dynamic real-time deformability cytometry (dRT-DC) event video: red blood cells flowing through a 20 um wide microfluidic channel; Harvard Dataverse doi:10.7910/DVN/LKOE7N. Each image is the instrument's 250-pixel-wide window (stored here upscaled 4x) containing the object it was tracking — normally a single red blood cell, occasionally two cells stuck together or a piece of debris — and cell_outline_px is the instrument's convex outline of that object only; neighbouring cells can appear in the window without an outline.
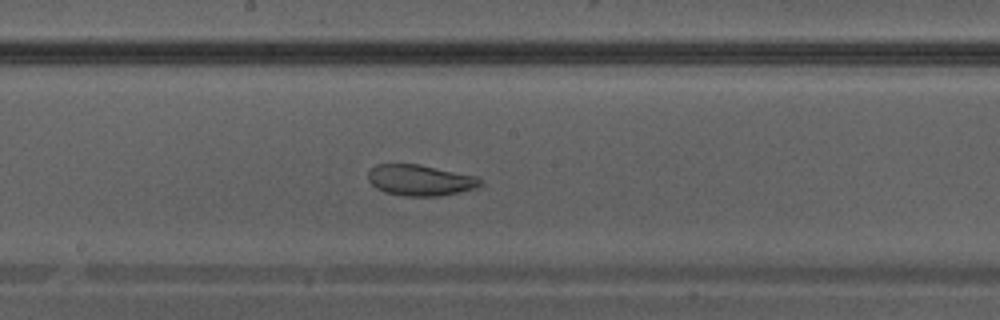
{"species": "Egyptian fruit bat (a non-hibernating species)", "species_latin": "Rousettus aegyptiacus", "temperature_condition": "warm", "stored_images_in_passage": 32, "camera_frame_rate_fps": 3000, "um_per_image_px": 0.085, "animal": {"sex": "male"}, "frame": {"image": 1, "passage_image": 14, "time_ms": 4.333, "image_size_px": [1000, 320], "cell_outline_px": [[484, 184], [476, 188], [440, 196], [404, 196], [384, 192], [376, 188], [368, 180], [368, 172], [376, 164], [420, 164], [476, 176], [484, 180]], "centroid_in_image_um": [35.74, 15.32], "position_along_channel_um": 212.5, "area_um2": 20.4}}